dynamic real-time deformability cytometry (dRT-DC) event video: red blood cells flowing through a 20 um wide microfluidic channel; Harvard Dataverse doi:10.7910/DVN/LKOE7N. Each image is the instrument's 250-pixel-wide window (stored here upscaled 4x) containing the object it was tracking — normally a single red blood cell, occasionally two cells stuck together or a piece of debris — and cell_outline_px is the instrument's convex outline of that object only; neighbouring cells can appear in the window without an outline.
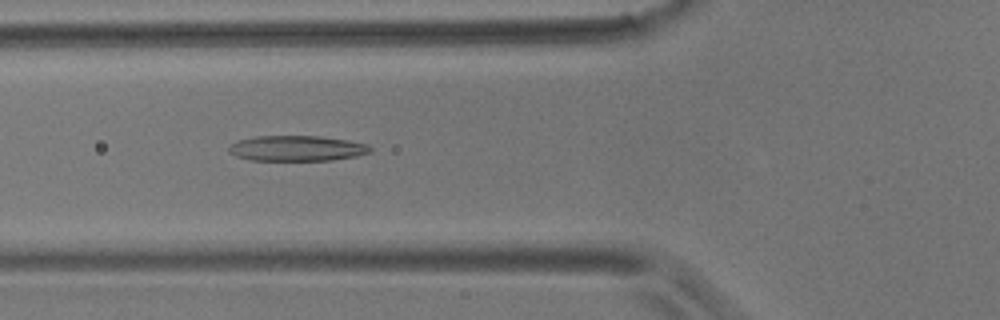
{"species": "common noctule bat (a hibernating species)", "species_latin": "Nyctalus noctula", "temperature_condition": "room temperature", "stored_images_in_passage": 22, "camera_frame_rate_fps": 3000, "um_per_image_px": 0.085, "animal": {"sex": "male", "body_mass_g": 17.9}, "frame": {"image": 1, "passage_image": 18, "time_ms": 5.667, "image_size_px": [1000, 320], "cell_outline_px": [[372, 152], [356, 156], [332, 160], [252, 160], [236, 156], [228, 152], [228, 148], [232, 144], [240, 140], [256, 136], [320, 136], [348, 140], [368, 144], [372, 148]], "centroid_in_image_um": [25.27, 12.61], "position_along_channel_um": 100.5, "area_um2": 20.92}}
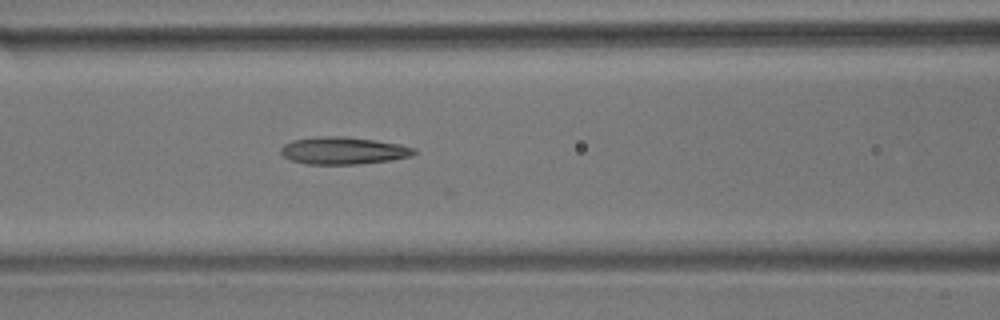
{"frame": {"image": 2, "passage_image": 21, "time_ms": 6.667, "image_size_px": [1000, 320], "cell_outline_px": [[416, 152], [412, 156], [392, 160], [356, 164], [304, 164], [292, 160], [284, 156], [280, 152], [280, 148], [284, 144], [292, 140], [316, 136], [344, 136], [376, 140], [400, 144], [416, 148]], "centroid_in_image_um": [29.19, 12.79], "position_along_channel_um": 137.4, "area_um2": 21.39}}